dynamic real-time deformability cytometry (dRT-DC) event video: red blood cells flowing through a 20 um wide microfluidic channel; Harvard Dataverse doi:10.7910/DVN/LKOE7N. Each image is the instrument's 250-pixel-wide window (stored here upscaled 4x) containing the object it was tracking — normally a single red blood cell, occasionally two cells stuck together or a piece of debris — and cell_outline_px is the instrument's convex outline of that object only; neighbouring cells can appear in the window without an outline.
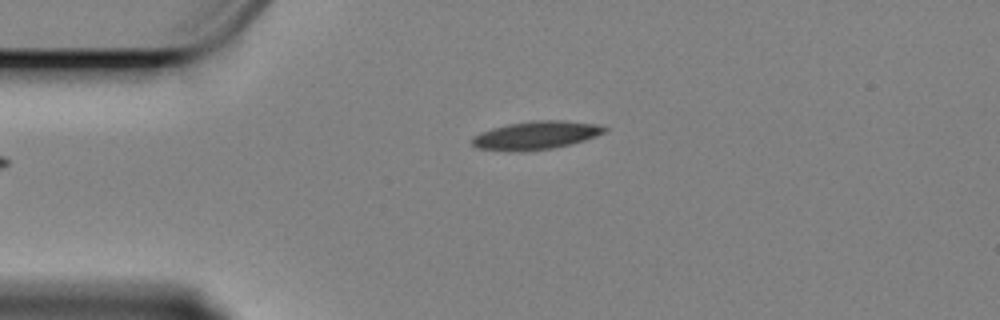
{"species": "Egyptian fruit bat (a non-hibernating species)", "species_latin": "Rousettus aegyptiacus", "temperature_condition": "cold", "stored_images_in_passage": 39, "camera_frame_rate_fps": 3000, "um_per_image_px": 0.085, "animal": {"sex": "female"}, "frame": {"image": 1, "passage_image": 1, "time_ms": 0.0, "image_size_px": [1000, 320], "cell_outline_px": [[608, 132], [572, 144], [552, 148], [520, 152], [476, 148], [472, 144], [472, 136], [480, 132], [492, 128], [508, 124], [532, 120], [564, 120], [596, 124], [608, 128]], "centroid_in_image_um": [45.56, 11.5], "position_along_channel_um": 39.4, "area_um2": 21.96}}
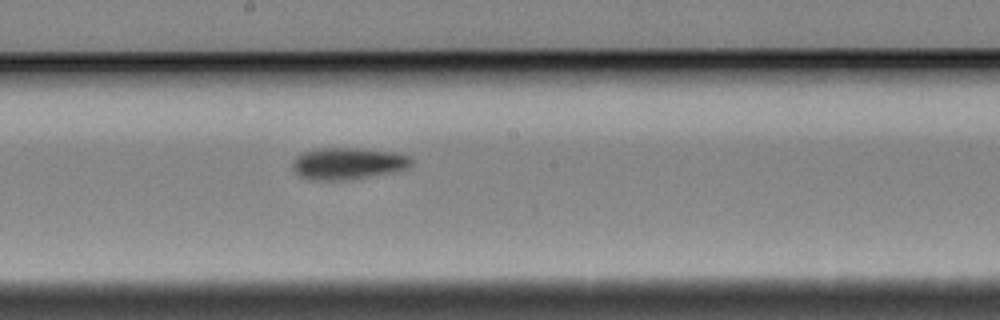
{"frame": {"image": 2, "passage_image": 19, "time_ms": 6.0, "image_size_px": [1000, 320], "cell_outline_px": [[412, 164], [408, 168], [368, 176], [344, 180], [308, 180], [300, 176], [292, 168], [292, 164], [296, 156], [304, 152], [316, 148], [360, 148], [396, 152], [408, 156], [412, 160]], "centroid_in_image_um": [29.54, 13.88], "position_along_channel_um": 218.7, "area_um2": 21.91}}
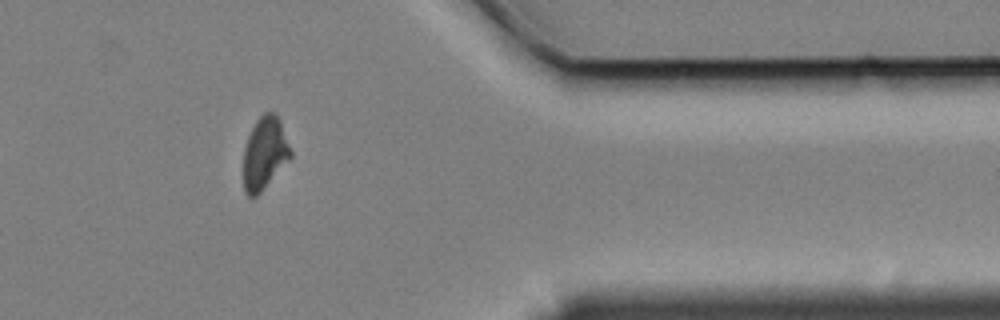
{"frame": {"image": 3, "passage_image": 36, "time_ms": 11.667, "image_size_px": [1000, 320], "cell_outline_px": [[292, 156], [260, 192], [256, 196], [248, 196], [244, 192], [244, 148], [248, 136], [256, 120], [264, 112], [276, 112], [280, 120], [292, 152]], "centroid_in_image_um": [22.5, 12.99], "position_along_channel_um": 388.9, "area_um2": 19.71}, "authors_computed_cell_mechanics": {"area_um2": 20.9814, "velocity_mm_per_s": 3.3649, "shape_relaxation_time_tau1_ms": 5.1306, "shape_relaxation_time_tau2_ms": 4.2314, "deformation_change_tau1": 0.1655, "deformation_change_tau2": 0.1131}}